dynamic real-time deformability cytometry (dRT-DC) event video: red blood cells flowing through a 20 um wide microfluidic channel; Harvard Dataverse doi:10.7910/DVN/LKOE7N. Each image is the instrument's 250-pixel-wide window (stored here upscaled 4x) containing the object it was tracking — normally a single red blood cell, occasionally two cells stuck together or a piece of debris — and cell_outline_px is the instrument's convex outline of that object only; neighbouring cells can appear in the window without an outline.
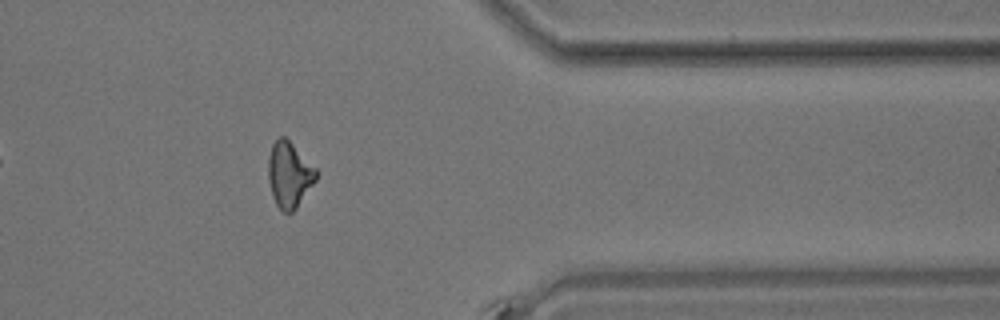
{"species": "common noctule bat (a hibernating species)", "species_latin": "Nyctalus noctula", "temperature_condition": "room temperature", "stored_images_in_passage": 71, "camera_frame_rate_fps": 3000, "um_per_image_px": 0.085, "animal": {"sex": "male", "body_mass_g": 17.9}, "frame": {"image": 1, "passage_image": 66, "time_ms": 21.667, "image_size_px": [1000, 320], "cell_outline_px": [[316, 180], [296, 208], [292, 212], [284, 212], [276, 204], [272, 196], [268, 180], [268, 156], [272, 144], [280, 136], [284, 136], [316, 168]], "centroid_in_image_um": [24.56, 14.85], "position_along_channel_um": 386.8, "area_um2": 18.09}}